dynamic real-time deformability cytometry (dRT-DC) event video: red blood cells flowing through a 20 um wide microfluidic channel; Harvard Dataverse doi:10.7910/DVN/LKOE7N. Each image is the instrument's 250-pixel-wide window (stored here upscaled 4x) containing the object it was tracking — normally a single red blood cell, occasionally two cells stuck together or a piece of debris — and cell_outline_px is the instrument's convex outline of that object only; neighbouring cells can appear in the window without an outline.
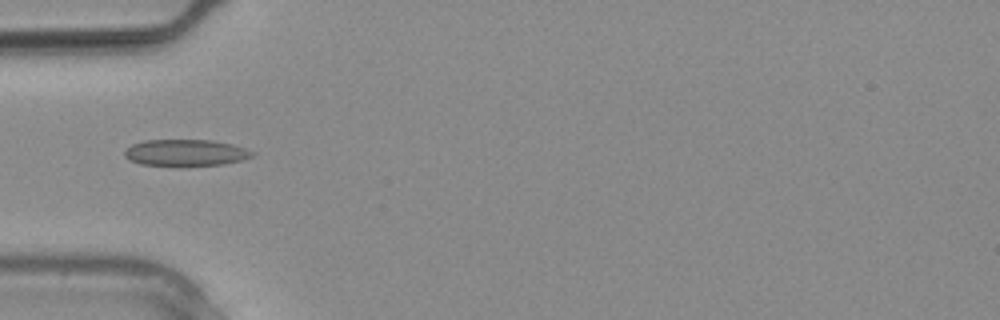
{"species": "common noctule bat (a hibernating species)", "species_latin": "Nyctalus noctula", "temperature_condition": "warm", "stored_images_in_passage": 15, "camera_frame_rate_fps": 3000, "um_per_image_px": 0.085, "animal": {"sex": "male", "body_mass_g": 20.4}, "frame": {"image": 1, "passage_image": 9, "time_ms": 2.667, "image_size_px": [1000, 320], "cell_outline_px": [[256, 156], [224, 164], [140, 164], [128, 160], [124, 156], [124, 152], [132, 144], [144, 140], [212, 140], [232, 144], [256, 152]], "centroid_in_image_um": [15.8, 12.95], "position_along_channel_um": 69.2, "area_um2": 19.31}}